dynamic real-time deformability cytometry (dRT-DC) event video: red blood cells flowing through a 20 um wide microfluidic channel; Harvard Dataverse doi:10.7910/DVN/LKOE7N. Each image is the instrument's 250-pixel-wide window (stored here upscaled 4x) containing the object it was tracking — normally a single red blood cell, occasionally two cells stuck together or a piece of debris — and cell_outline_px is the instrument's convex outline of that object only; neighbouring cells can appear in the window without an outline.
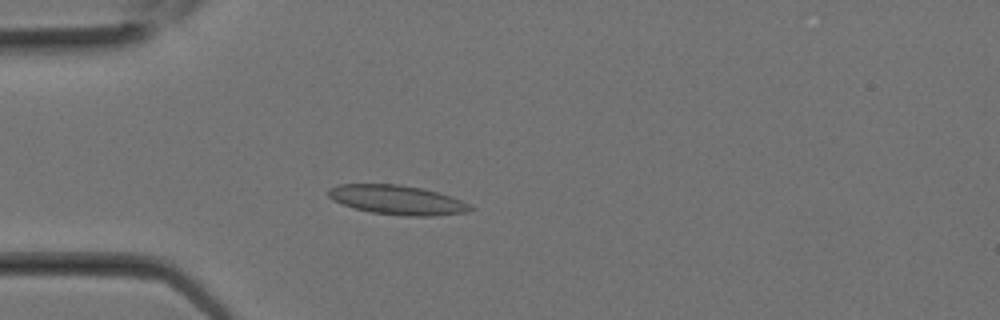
{"species": "Egyptian fruit bat (a non-hibernating species)", "species_latin": "Rousettus aegyptiacus", "temperature_condition": "room temperature", "stored_images_in_passage": 6, "camera_frame_rate_fps": 3000, "um_per_image_px": 0.085, "animal": {"sex": "female"}, "frame": {"image": 1, "passage_image": 2, "time_ms": 0.333, "image_size_px": [1000, 320], "cell_outline_px": [[472, 208], [468, 212], [432, 216], [404, 216], [372, 212], [352, 208], [332, 200], [328, 196], [328, 188], [336, 184], [400, 184], [424, 188], [452, 196], [472, 204]], "centroid_in_image_um": [33.76, 16.98], "position_along_channel_um": 51.2, "area_um2": 24.62}}
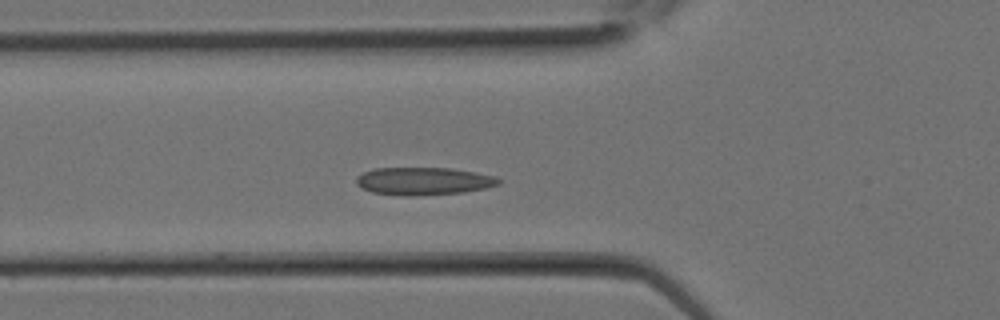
{"frame": {"image": 2, "passage_image": 4, "time_ms": 1.0, "image_size_px": [1000, 320], "cell_outline_px": [[500, 184], [488, 188], [464, 192], [416, 196], [400, 196], [372, 192], [360, 188], [356, 184], [356, 176], [372, 168], [448, 168], [476, 172], [496, 176], [500, 180]], "centroid_in_image_um": [35.99, 15.4], "position_along_channel_um": 89.8, "area_um2": 23.29}}
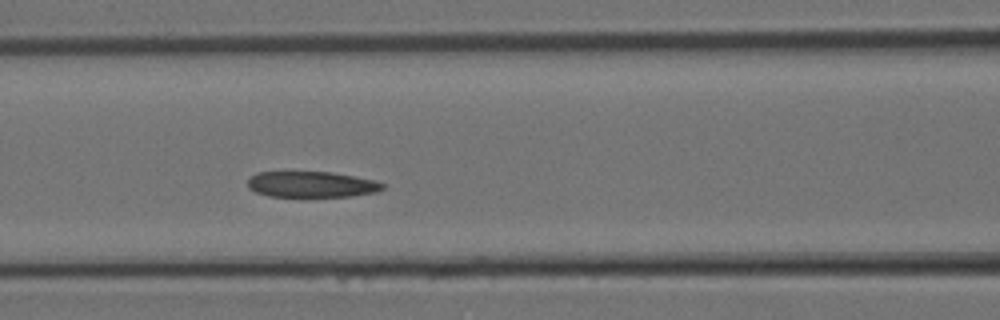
{"frame": {"image": 3, "passage_image": 6, "time_ms": 1.667, "image_size_px": [1000, 320], "cell_outline_px": [[384, 188], [376, 192], [352, 196], [268, 196], [256, 192], [248, 188], [248, 180], [256, 172], [332, 172], [372, 180], [384, 184]], "centroid_in_image_um": [26.45, 15.67], "position_along_channel_um": 140.1, "area_um2": 20.11}}